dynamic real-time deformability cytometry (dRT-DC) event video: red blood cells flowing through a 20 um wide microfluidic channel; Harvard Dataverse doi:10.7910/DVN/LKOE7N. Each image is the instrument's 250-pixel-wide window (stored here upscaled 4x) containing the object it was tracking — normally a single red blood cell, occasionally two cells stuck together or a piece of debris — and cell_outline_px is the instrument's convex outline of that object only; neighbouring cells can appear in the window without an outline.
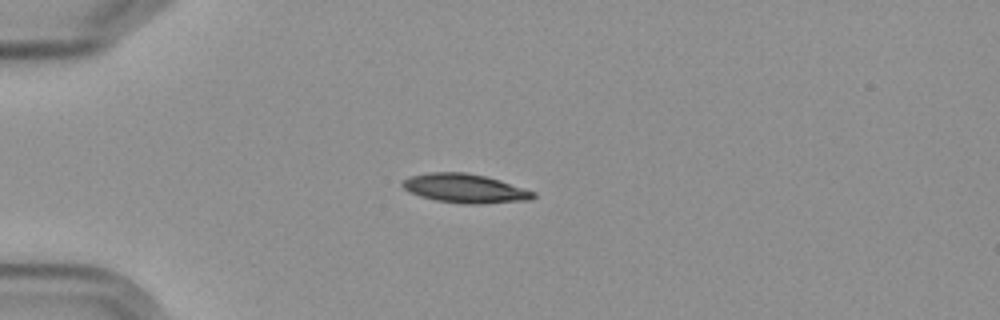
{"species": "Egyptian fruit bat (a non-hibernating species)", "species_latin": "Rousettus aegyptiacus", "temperature_condition": "cold", "stored_images_in_passage": 6, "camera_frame_rate_fps": 3000, "um_per_image_px": 0.085, "frame": {"image": 1, "passage_image": 1, "time_ms": 0.0, "image_size_px": [1000, 320], "cell_outline_px": [[536, 196], [532, 200], [476, 204], [464, 204], [436, 200], [420, 196], [408, 192], [400, 184], [408, 176], [428, 172], [468, 172], [500, 180], [536, 192]], "centroid_in_image_um": [39.51, 16.01], "position_along_channel_um": 45.5, "area_um2": 22.25}}
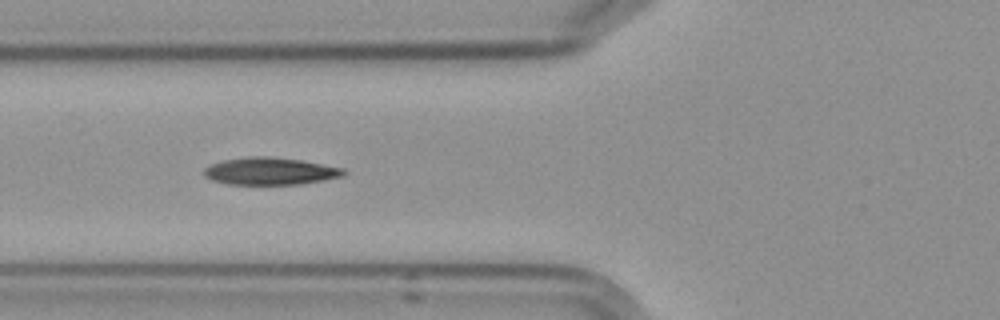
{"frame": {"image": 2, "passage_image": 3, "time_ms": 2.333, "image_size_px": [1000, 320], "cell_outline_px": [[348, 172], [344, 176], [324, 180], [300, 184], [228, 184], [212, 180], [204, 176], [204, 168], [208, 164], [224, 160], [248, 156], [268, 156], [300, 160], [344, 168]], "centroid_in_image_um": [22.96, 14.54], "position_along_channel_um": 102.8, "area_um2": 22.31}}
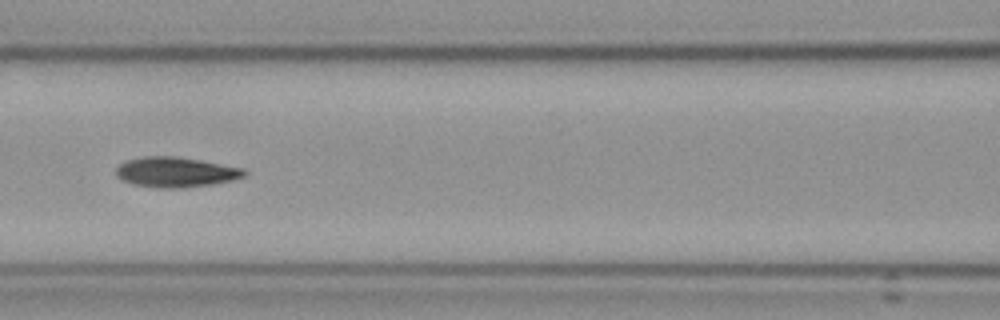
{"frame": {"image": 3, "passage_image": 4, "time_ms": 3.667, "image_size_px": [1000, 320], "cell_outline_px": [[248, 172], [244, 176], [232, 180], [212, 184], [180, 188], [152, 188], [132, 184], [120, 180], [116, 176], [116, 168], [120, 164], [128, 160], [144, 156], [172, 156], [200, 160], [244, 168]], "centroid_in_image_um": [14.91, 14.64], "position_along_channel_um": 151.7, "area_um2": 22.6}}